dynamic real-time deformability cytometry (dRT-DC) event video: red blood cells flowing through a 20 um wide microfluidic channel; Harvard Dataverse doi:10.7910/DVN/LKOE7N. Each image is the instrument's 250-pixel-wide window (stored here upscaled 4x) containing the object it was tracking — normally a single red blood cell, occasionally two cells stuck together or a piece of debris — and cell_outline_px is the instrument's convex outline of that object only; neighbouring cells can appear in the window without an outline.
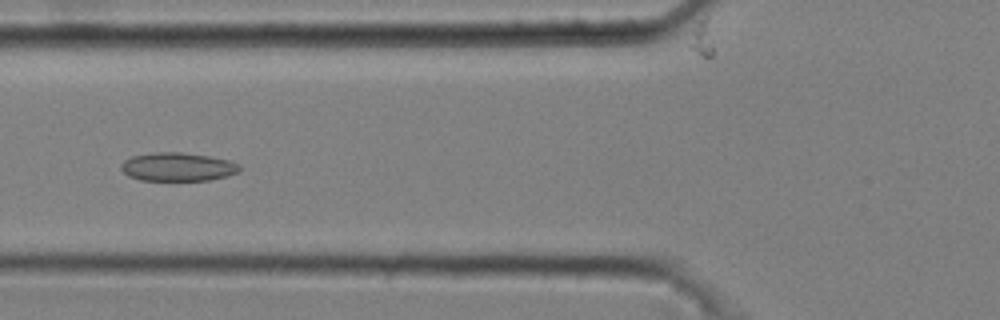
{"species": "common noctule bat (a hibernating species)", "species_latin": "Nyctalus noctula", "temperature_condition": "cold", "stored_images_in_passage": 53, "camera_frame_rate_fps": 3000, "um_per_image_px": 0.085, "animal": {"sex": "male", "body_mass_g": 20.4}, "frame": {"image": 1, "passage_image": 21, "time_ms": 6.667, "image_size_px": [1000, 320], "cell_outline_px": [[240, 168], [236, 172], [228, 176], [208, 180], [140, 180], [128, 176], [120, 168], [120, 164], [124, 160], [132, 156], [152, 152], [180, 152], [208, 156], [228, 160], [240, 164]], "centroid_in_image_um": [15.07, 14.18], "position_along_channel_um": 110.7, "area_um2": 19.65}}
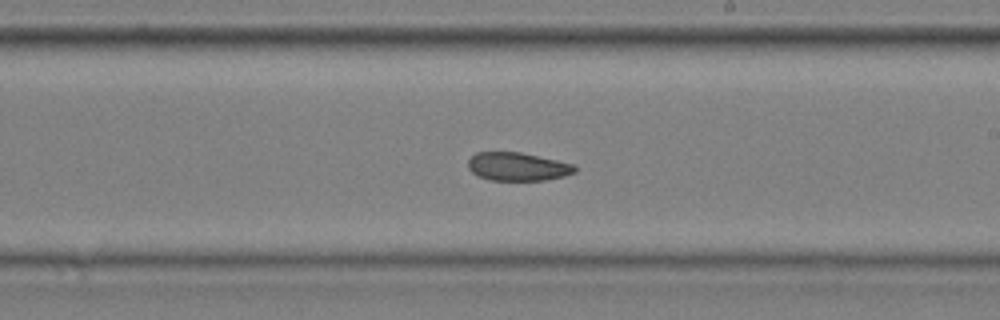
{"frame": {"image": 2, "passage_image": 32, "time_ms": 10.333, "image_size_px": [1000, 320], "cell_outline_px": [[576, 172], [564, 176], [544, 180], [488, 180], [476, 176], [468, 168], [468, 160], [476, 152], [520, 152], [576, 164]], "centroid_in_image_um": [43.99, 14.16], "position_along_channel_um": 245.0, "area_um2": 17.74}}
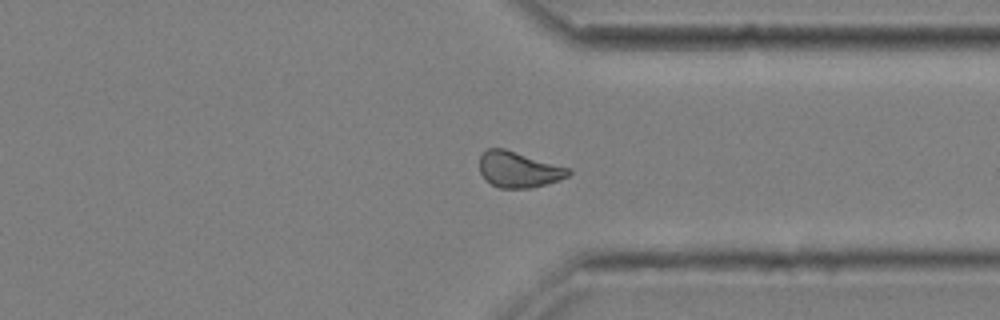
{"frame": {"image": 3, "passage_image": 42, "time_ms": 13.667, "image_size_px": [1000, 320], "cell_outline_px": [[572, 172], [568, 176], [532, 188], [500, 188], [492, 184], [480, 172], [480, 156], [488, 148], [504, 148], [572, 168]], "centroid_in_image_um": [44.11, 14.39], "position_along_channel_um": 367.3, "area_um2": 18.5}, "authors_computed_cell_mechanics": {"area_um2": 19.1896, "velocity_mm_per_s": 3.6688, "shape_relaxation_time_tau1_ms": null, "shape_relaxation_time_tau2_ms": 8.0342, "deformation_change_tau1": null, "deformation_change_tau2": 0.1466}}